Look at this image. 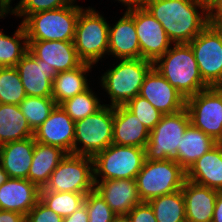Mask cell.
I'll return each instance as SVG.
<instances>
[{"mask_svg": "<svg viewBox=\"0 0 222 222\" xmlns=\"http://www.w3.org/2000/svg\"><path fill=\"white\" fill-rule=\"evenodd\" d=\"M186 179L198 185L222 191V145L216 144L186 172Z\"/></svg>", "mask_w": 222, "mask_h": 222, "instance_id": "obj_24", "label": "cell"}, {"mask_svg": "<svg viewBox=\"0 0 222 222\" xmlns=\"http://www.w3.org/2000/svg\"><path fill=\"white\" fill-rule=\"evenodd\" d=\"M26 92L15 67H0V103L19 105Z\"/></svg>", "mask_w": 222, "mask_h": 222, "instance_id": "obj_33", "label": "cell"}, {"mask_svg": "<svg viewBox=\"0 0 222 222\" xmlns=\"http://www.w3.org/2000/svg\"><path fill=\"white\" fill-rule=\"evenodd\" d=\"M123 13L119 20L112 25L109 24L108 56L113 57V60L141 58L135 29L134 10Z\"/></svg>", "mask_w": 222, "mask_h": 222, "instance_id": "obj_17", "label": "cell"}, {"mask_svg": "<svg viewBox=\"0 0 222 222\" xmlns=\"http://www.w3.org/2000/svg\"><path fill=\"white\" fill-rule=\"evenodd\" d=\"M94 189L116 215H127L141 203L135 179L94 181Z\"/></svg>", "mask_w": 222, "mask_h": 222, "instance_id": "obj_19", "label": "cell"}, {"mask_svg": "<svg viewBox=\"0 0 222 222\" xmlns=\"http://www.w3.org/2000/svg\"><path fill=\"white\" fill-rule=\"evenodd\" d=\"M142 202L181 190L186 180V171L174 159L151 161L145 159L135 178Z\"/></svg>", "mask_w": 222, "mask_h": 222, "instance_id": "obj_6", "label": "cell"}, {"mask_svg": "<svg viewBox=\"0 0 222 222\" xmlns=\"http://www.w3.org/2000/svg\"><path fill=\"white\" fill-rule=\"evenodd\" d=\"M83 204L87 209L89 222H113L116 216L95 189L85 196Z\"/></svg>", "mask_w": 222, "mask_h": 222, "instance_id": "obj_37", "label": "cell"}, {"mask_svg": "<svg viewBox=\"0 0 222 222\" xmlns=\"http://www.w3.org/2000/svg\"><path fill=\"white\" fill-rule=\"evenodd\" d=\"M190 123L216 142L222 136V88L209 87L186 99Z\"/></svg>", "mask_w": 222, "mask_h": 222, "instance_id": "obj_12", "label": "cell"}, {"mask_svg": "<svg viewBox=\"0 0 222 222\" xmlns=\"http://www.w3.org/2000/svg\"><path fill=\"white\" fill-rule=\"evenodd\" d=\"M139 95L162 114H174L186 106L185 97L153 66L146 74Z\"/></svg>", "mask_w": 222, "mask_h": 222, "instance_id": "obj_14", "label": "cell"}, {"mask_svg": "<svg viewBox=\"0 0 222 222\" xmlns=\"http://www.w3.org/2000/svg\"><path fill=\"white\" fill-rule=\"evenodd\" d=\"M212 222H222V191H218Z\"/></svg>", "mask_w": 222, "mask_h": 222, "instance_id": "obj_43", "label": "cell"}, {"mask_svg": "<svg viewBox=\"0 0 222 222\" xmlns=\"http://www.w3.org/2000/svg\"><path fill=\"white\" fill-rule=\"evenodd\" d=\"M33 135L34 131L28 125L19 105L0 103V146Z\"/></svg>", "mask_w": 222, "mask_h": 222, "instance_id": "obj_28", "label": "cell"}, {"mask_svg": "<svg viewBox=\"0 0 222 222\" xmlns=\"http://www.w3.org/2000/svg\"><path fill=\"white\" fill-rule=\"evenodd\" d=\"M0 222H26V219L22 213L0 210Z\"/></svg>", "mask_w": 222, "mask_h": 222, "instance_id": "obj_41", "label": "cell"}, {"mask_svg": "<svg viewBox=\"0 0 222 222\" xmlns=\"http://www.w3.org/2000/svg\"><path fill=\"white\" fill-rule=\"evenodd\" d=\"M210 23H212L222 34V19H210Z\"/></svg>", "mask_w": 222, "mask_h": 222, "instance_id": "obj_46", "label": "cell"}, {"mask_svg": "<svg viewBox=\"0 0 222 222\" xmlns=\"http://www.w3.org/2000/svg\"><path fill=\"white\" fill-rule=\"evenodd\" d=\"M210 19H222V0H216L210 6Z\"/></svg>", "mask_w": 222, "mask_h": 222, "instance_id": "obj_44", "label": "cell"}, {"mask_svg": "<svg viewBox=\"0 0 222 222\" xmlns=\"http://www.w3.org/2000/svg\"><path fill=\"white\" fill-rule=\"evenodd\" d=\"M190 124L189 113L186 108L174 113L163 115L161 120L150 131L148 142L145 146V159L151 161H165L174 159L181 136Z\"/></svg>", "mask_w": 222, "mask_h": 222, "instance_id": "obj_10", "label": "cell"}, {"mask_svg": "<svg viewBox=\"0 0 222 222\" xmlns=\"http://www.w3.org/2000/svg\"><path fill=\"white\" fill-rule=\"evenodd\" d=\"M56 105L52 97L26 96L19 107L25 115L28 125L34 131L49 117Z\"/></svg>", "mask_w": 222, "mask_h": 222, "instance_id": "obj_34", "label": "cell"}, {"mask_svg": "<svg viewBox=\"0 0 222 222\" xmlns=\"http://www.w3.org/2000/svg\"><path fill=\"white\" fill-rule=\"evenodd\" d=\"M150 131L124 105L114 107L113 144L145 148Z\"/></svg>", "mask_w": 222, "mask_h": 222, "instance_id": "obj_22", "label": "cell"}, {"mask_svg": "<svg viewBox=\"0 0 222 222\" xmlns=\"http://www.w3.org/2000/svg\"><path fill=\"white\" fill-rule=\"evenodd\" d=\"M113 222H131L127 215H116Z\"/></svg>", "mask_w": 222, "mask_h": 222, "instance_id": "obj_47", "label": "cell"}, {"mask_svg": "<svg viewBox=\"0 0 222 222\" xmlns=\"http://www.w3.org/2000/svg\"><path fill=\"white\" fill-rule=\"evenodd\" d=\"M127 216L131 222H157L153 209L148 202L137 204Z\"/></svg>", "mask_w": 222, "mask_h": 222, "instance_id": "obj_39", "label": "cell"}, {"mask_svg": "<svg viewBox=\"0 0 222 222\" xmlns=\"http://www.w3.org/2000/svg\"><path fill=\"white\" fill-rule=\"evenodd\" d=\"M95 7H84L75 29L74 46L84 63L98 65L108 55L109 22ZM103 58V59H102Z\"/></svg>", "mask_w": 222, "mask_h": 222, "instance_id": "obj_5", "label": "cell"}, {"mask_svg": "<svg viewBox=\"0 0 222 222\" xmlns=\"http://www.w3.org/2000/svg\"><path fill=\"white\" fill-rule=\"evenodd\" d=\"M94 187L93 158L66 154L40 191L88 194L94 190Z\"/></svg>", "mask_w": 222, "mask_h": 222, "instance_id": "obj_9", "label": "cell"}, {"mask_svg": "<svg viewBox=\"0 0 222 222\" xmlns=\"http://www.w3.org/2000/svg\"><path fill=\"white\" fill-rule=\"evenodd\" d=\"M75 0H19L13 7L7 8V14L19 17L21 23L31 14L40 11L55 10L71 5Z\"/></svg>", "mask_w": 222, "mask_h": 222, "instance_id": "obj_35", "label": "cell"}, {"mask_svg": "<svg viewBox=\"0 0 222 222\" xmlns=\"http://www.w3.org/2000/svg\"><path fill=\"white\" fill-rule=\"evenodd\" d=\"M153 66L185 99L209 88L200 75L193 50L188 43L173 44Z\"/></svg>", "mask_w": 222, "mask_h": 222, "instance_id": "obj_2", "label": "cell"}, {"mask_svg": "<svg viewBox=\"0 0 222 222\" xmlns=\"http://www.w3.org/2000/svg\"><path fill=\"white\" fill-rule=\"evenodd\" d=\"M200 75L209 87L222 85V34L210 23L190 43Z\"/></svg>", "mask_w": 222, "mask_h": 222, "instance_id": "obj_11", "label": "cell"}, {"mask_svg": "<svg viewBox=\"0 0 222 222\" xmlns=\"http://www.w3.org/2000/svg\"><path fill=\"white\" fill-rule=\"evenodd\" d=\"M26 222H62L63 218L46 207L40 200L25 216Z\"/></svg>", "mask_w": 222, "mask_h": 222, "instance_id": "obj_38", "label": "cell"}, {"mask_svg": "<svg viewBox=\"0 0 222 222\" xmlns=\"http://www.w3.org/2000/svg\"><path fill=\"white\" fill-rule=\"evenodd\" d=\"M33 137L39 143L56 146L67 154H73L75 122L60 105H56L49 117L34 130Z\"/></svg>", "mask_w": 222, "mask_h": 222, "instance_id": "obj_15", "label": "cell"}, {"mask_svg": "<svg viewBox=\"0 0 222 222\" xmlns=\"http://www.w3.org/2000/svg\"><path fill=\"white\" fill-rule=\"evenodd\" d=\"M87 194L74 192L40 191V201L62 218L80 208Z\"/></svg>", "mask_w": 222, "mask_h": 222, "instance_id": "obj_32", "label": "cell"}, {"mask_svg": "<svg viewBox=\"0 0 222 222\" xmlns=\"http://www.w3.org/2000/svg\"><path fill=\"white\" fill-rule=\"evenodd\" d=\"M93 67L92 64L83 63L77 68L57 73L52 84V98L57 105L91 87L92 81L87 77Z\"/></svg>", "mask_w": 222, "mask_h": 222, "instance_id": "obj_26", "label": "cell"}, {"mask_svg": "<svg viewBox=\"0 0 222 222\" xmlns=\"http://www.w3.org/2000/svg\"><path fill=\"white\" fill-rule=\"evenodd\" d=\"M62 222H89L88 212L83 204L73 214L64 217Z\"/></svg>", "mask_w": 222, "mask_h": 222, "instance_id": "obj_40", "label": "cell"}, {"mask_svg": "<svg viewBox=\"0 0 222 222\" xmlns=\"http://www.w3.org/2000/svg\"><path fill=\"white\" fill-rule=\"evenodd\" d=\"M130 112H132L144 126L152 131L156 124L161 120L162 114L158 111L147 99L140 95L135 96L124 105Z\"/></svg>", "mask_w": 222, "mask_h": 222, "instance_id": "obj_36", "label": "cell"}, {"mask_svg": "<svg viewBox=\"0 0 222 222\" xmlns=\"http://www.w3.org/2000/svg\"><path fill=\"white\" fill-rule=\"evenodd\" d=\"M84 6L75 0L71 5L29 15L21 24L27 40L73 41L76 23Z\"/></svg>", "mask_w": 222, "mask_h": 222, "instance_id": "obj_4", "label": "cell"}, {"mask_svg": "<svg viewBox=\"0 0 222 222\" xmlns=\"http://www.w3.org/2000/svg\"><path fill=\"white\" fill-rule=\"evenodd\" d=\"M9 179L7 172L0 163V186Z\"/></svg>", "mask_w": 222, "mask_h": 222, "instance_id": "obj_45", "label": "cell"}, {"mask_svg": "<svg viewBox=\"0 0 222 222\" xmlns=\"http://www.w3.org/2000/svg\"><path fill=\"white\" fill-rule=\"evenodd\" d=\"M34 146V137L0 146V163L9 178L28 179V173L32 165Z\"/></svg>", "mask_w": 222, "mask_h": 222, "instance_id": "obj_23", "label": "cell"}, {"mask_svg": "<svg viewBox=\"0 0 222 222\" xmlns=\"http://www.w3.org/2000/svg\"><path fill=\"white\" fill-rule=\"evenodd\" d=\"M218 144L222 145V136L221 138L217 141Z\"/></svg>", "mask_w": 222, "mask_h": 222, "instance_id": "obj_51", "label": "cell"}, {"mask_svg": "<svg viewBox=\"0 0 222 222\" xmlns=\"http://www.w3.org/2000/svg\"><path fill=\"white\" fill-rule=\"evenodd\" d=\"M114 106L103 105L94 114L75 121L73 154L93 157L113 143Z\"/></svg>", "mask_w": 222, "mask_h": 222, "instance_id": "obj_8", "label": "cell"}, {"mask_svg": "<svg viewBox=\"0 0 222 222\" xmlns=\"http://www.w3.org/2000/svg\"><path fill=\"white\" fill-rule=\"evenodd\" d=\"M40 200V188L28 179L9 178L0 186V210L27 215Z\"/></svg>", "mask_w": 222, "mask_h": 222, "instance_id": "obj_20", "label": "cell"}, {"mask_svg": "<svg viewBox=\"0 0 222 222\" xmlns=\"http://www.w3.org/2000/svg\"><path fill=\"white\" fill-rule=\"evenodd\" d=\"M28 51L55 68L57 73L77 68L84 63L79 58L73 41L28 40Z\"/></svg>", "mask_w": 222, "mask_h": 222, "instance_id": "obj_18", "label": "cell"}, {"mask_svg": "<svg viewBox=\"0 0 222 222\" xmlns=\"http://www.w3.org/2000/svg\"><path fill=\"white\" fill-rule=\"evenodd\" d=\"M217 142L191 123L181 136L180 146H178L176 162L187 172L189 168L213 148Z\"/></svg>", "mask_w": 222, "mask_h": 222, "instance_id": "obj_27", "label": "cell"}, {"mask_svg": "<svg viewBox=\"0 0 222 222\" xmlns=\"http://www.w3.org/2000/svg\"><path fill=\"white\" fill-rule=\"evenodd\" d=\"M114 1L116 2L118 1V3L124 5L123 7H126L125 10L126 12H128L135 9L145 8L147 0H114Z\"/></svg>", "mask_w": 222, "mask_h": 222, "instance_id": "obj_42", "label": "cell"}, {"mask_svg": "<svg viewBox=\"0 0 222 222\" xmlns=\"http://www.w3.org/2000/svg\"><path fill=\"white\" fill-rule=\"evenodd\" d=\"M27 96L52 97V84L57 72L29 51L16 64Z\"/></svg>", "mask_w": 222, "mask_h": 222, "instance_id": "obj_16", "label": "cell"}, {"mask_svg": "<svg viewBox=\"0 0 222 222\" xmlns=\"http://www.w3.org/2000/svg\"><path fill=\"white\" fill-rule=\"evenodd\" d=\"M134 22L141 58L154 63L173 43L161 23L146 8L134 10Z\"/></svg>", "mask_w": 222, "mask_h": 222, "instance_id": "obj_13", "label": "cell"}, {"mask_svg": "<svg viewBox=\"0 0 222 222\" xmlns=\"http://www.w3.org/2000/svg\"><path fill=\"white\" fill-rule=\"evenodd\" d=\"M157 222H186L185 199L182 190L148 201Z\"/></svg>", "mask_w": 222, "mask_h": 222, "instance_id": "obj_30", "label": "cell"}, {"mask_svg": "<svg viewBox=\"0 0 222 222\" xmlns=\"http://www.w3.org/2000/svg\"><path fill=\"white\" fill-rule=\"evenodd\" d=\"M209 7L216 1V0H203Z\"/></svg>", "mask_w": 222, "mask_h": 222, "instance_id": "obj_50", "label": "cell"}, {"mask_svg": "<svg viewBox=\"0 0 222 222\" xmlns=\"http://www.w3.org/2000/svg\"><path fill=\"white\" fill-rule=\"evenodd\" d=\"M115 62V63H114ZM113 66L109 65L101 74L100 84L103 91L108 94L109 106L125 105L129 100L139 95L144 78L153 67V62L137 59H116Z\"/></svg>", "mask_w": 222, "mask_h": 222, "instance_id": "obj_3", "label": "cell"}, {"mask_svg": "<svg viewBox=\"0 0 222 222\" xmlns=\"http://www.w3.org/2000/svg\"><path fill=\"white\" fill-rule=\"evenodd\" d=\"M66 152L59 147L46 145L35 141L34 154L28 173V180L40 189L48 183L52 172L66 156Z\"/></svg>", "mask_w": 222, "mask_h": 222, "instance_id": "obj_25", "label": "cell"}, {"mask_svg": "<svg viewBox=\"0 0 222 222\" xmlns=\"http://www.w3.org/2000/svg\"><path fill=\"white\" fill-rule=\"evenodd\" d=\"M145 8L173 44L190 43L210 24V7L203 0H147Z\"/></svg>", "mask_w": 222, "mask_h": 222, "instance_id": "obj_1", "label": "cell"}, {"mask_svg": "<svg viewBox=\"0 0 222 222\" xmlns=\"http://www.w3.org/2000/svg\"><path fill=\"white\" fill-rule=\"evenodd\" d=\"M7 16V8L0 2V19H5Z\"/></svg>", "mask_w": 222, "mask_h": 222, "instance_id": "obj_48", "label": "cell"}, {"mask_svg": "<svg viewBox=\"0 0 222 222\" xmlns=\"http://www.w3.org/2000/svg\"><path fill=\"white\" fill-rule=\"evenodd\" d=\"M92 158L94 181L135 179L145 161V149L112 143Z\"/></svg>", "mask_w": 222, "mask_h": 222, "instance_id": "obj_7", "label": "cell"}, {"mask_svg": "<svg viewBox=\"0 0 222 222\" xmlns=\"http://www.w3.org/2000/svg\"><path fill=\"white\" fill-rule=\"evenodd\" d=\"M12 1L14 2L15 0H0V2L6 7L8 8L10 5H12Z\"/></svg>", "mask_w": 222, "mask_h": 222, "instance_id": "obj_49", "label": "cell"}, {"mask_svg": "<svg viewBox=\"0 0 222 222\" xmlns=\"http://www.w3.org/2000/svg\"><path fill=\"white\" fill-rule=\"evenodd\" d=\"M92 89L94 88L91 86L59 104L74 122L94 114L104 105L103 100Z\"/></svg>", "mask_w": 222, "mask_h": 222, "instance_id": "obj_31", "label": "cell"}, {"mask_svg": "<svg viewBox=\"0 0 222 222\" xmlns=\"http://www.w3.org/2000/svg\"><path fill=\"white\" fill-rule=\"evenodd\" d=\"M181 190L185 199L186 222H212L218 191L187 179Z\"/></svg>", "mask_w": 222, "mask_h": 222, "instance_id": "obj_21", "label": "cell"}, {"mask_svg": "<svg viewBox=\"0 0 222 222\" xmlns=\"http://www.w3.org/2000/svg\"><path fill=\"white\" fill-rule=\"evenodd\" d=\"M13 33L10 36L0 29V67H15L28 52L27 35L21 22Z\"/></svg>", "mask_w": 222, "mask_h": 222, "instance_id": "obj_29", "label": "cell"}]
</instances>
